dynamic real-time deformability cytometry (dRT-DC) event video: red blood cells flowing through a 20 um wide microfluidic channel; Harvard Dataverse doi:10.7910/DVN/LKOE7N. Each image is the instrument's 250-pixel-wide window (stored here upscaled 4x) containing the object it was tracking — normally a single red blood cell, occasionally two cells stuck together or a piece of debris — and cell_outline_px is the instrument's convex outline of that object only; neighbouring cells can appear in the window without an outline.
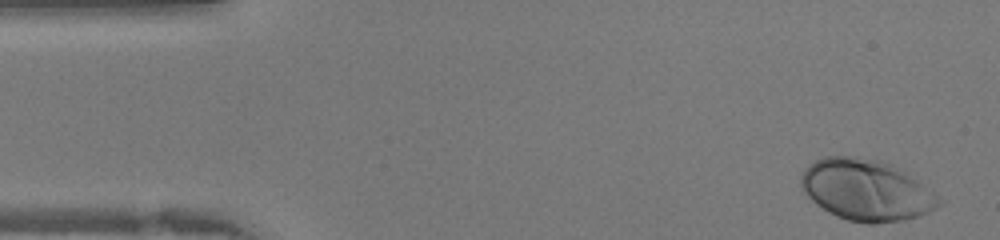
{"species": "human", "species_latin": "Homo sapiens", "temperature_condition": "warm", "stored_images_in_passage": 40, "camera_frame_rate_fps": 3000, "um_per_image_px": 0.085, "donor": {"sex": "female"}, "frame": {"image": 1, "passage_image": 1, "time_ms": 0.0, "image_size_px": [1000, 240], "cell_outline_px": [[940, 204], [928, 212], [904, 220], [876, 224], [868, 224], [848, 220], [836, 216], [828, 212], [816, 204], [808, 196], [800, 184], [800, 176], [804, 168], [808, 164], [824, 156], [856, 156], [880, 160], [892, 164], [932, 192], [940, 200]], "centroid_in_image_um": [73.56, 16.15], "position_along_channel_um": 11.4, "area_um2": 48.73}}
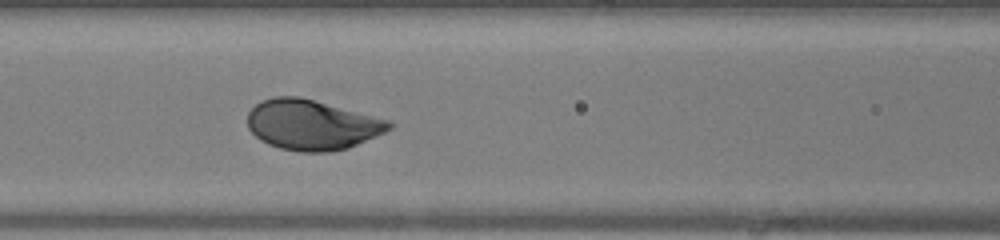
{"frame": {"image": 2, "passage_image": 16, "time_ms": 5.0, "image_size_px": [1000, 240], "cell_outline_px": [[392, 128], [384, 132], [348, 148], [332, 152], [300, 152], [280, 148], [268, 144], [260, 140], [248, 128], [248, 112], [260, 100], [276, 96], [300, 96], [388, 120], [392, 124]], "centroid_in_image_um": [26.47, 10.61], "position_along_channel_um": 140.1, "area_um2": 41.21}}
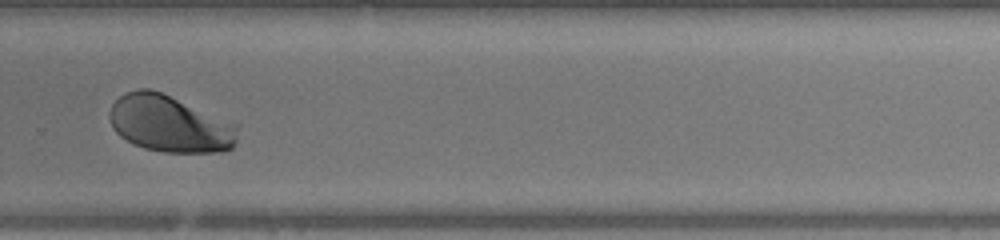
{"frame": {"image": 3, "passage_image": 27, "time_ms": 8.667, "image_size_px": [1000, 240], "cell_outline_px": [[236, 140], [232, 148], [220, 152], [164, 152], [144, 148], [120, 136], [112, 128], [108, 116], [108, 112], [112, 104], [124, 92], [140, 88], [148, 88], [160, 92], [236, 124]], "centroid_in_image_um": [14.36, 10.52], "position_along_channel_um": 315.4, "area_um2": 41.91}}